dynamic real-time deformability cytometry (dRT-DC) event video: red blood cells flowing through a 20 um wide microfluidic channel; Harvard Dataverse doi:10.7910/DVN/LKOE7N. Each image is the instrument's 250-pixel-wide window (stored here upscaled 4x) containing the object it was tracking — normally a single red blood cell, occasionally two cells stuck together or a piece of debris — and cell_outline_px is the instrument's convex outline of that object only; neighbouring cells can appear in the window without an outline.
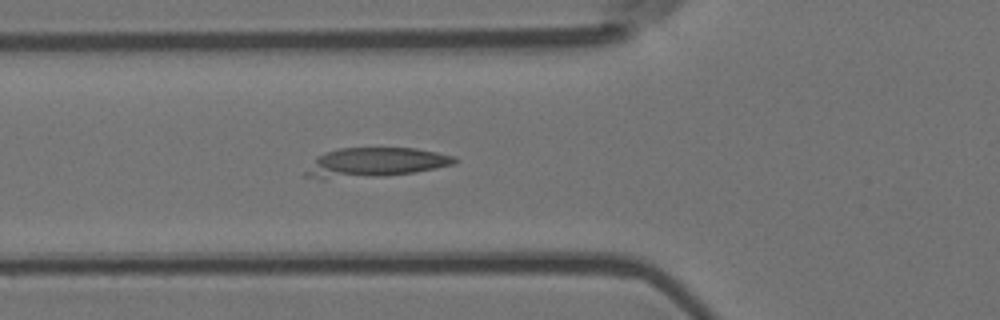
{"species": "Egyptian fruit bat (a non-hibernating species)", "species_latin": "Rousettus aegyptiacus", "temperature_condition": "room temperature", "stored_images_in_passage": 8, "camera_frame_rate_fps": 3000, "um_per_image_px": 0.085, "animal": {"sex": "female"}, "frame": {"image": 1, "passage_image": 7, "time_ms": 2.0, "image_size_px": [1000, 320], "cell_outline_px": [[460, 160], [456, 164], [416, 172], [384, 176], [324, 180], [320, 180], [304, 176], [304, 172], [316, 156], [340, 148], [416, 148], [456, 156]], "centroid_in_image_um": [31.88, 13.83], "position_along_channel_um": 93.9, "area_um2": 26.07}}